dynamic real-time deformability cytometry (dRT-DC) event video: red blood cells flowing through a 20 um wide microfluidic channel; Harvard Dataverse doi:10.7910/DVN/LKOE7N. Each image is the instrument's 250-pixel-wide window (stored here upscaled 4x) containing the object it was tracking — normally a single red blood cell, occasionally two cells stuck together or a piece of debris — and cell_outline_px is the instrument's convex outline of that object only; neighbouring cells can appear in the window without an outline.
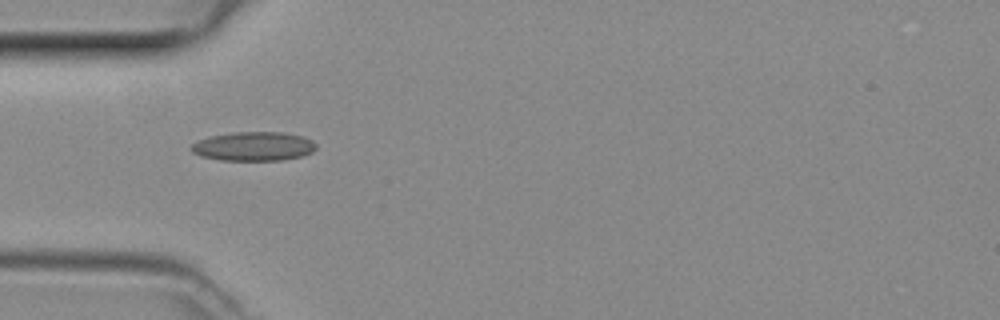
{"species": "common noctule bat (a hibernating species)", "species_latin": "Nyctalus noctula", "temperature_condition": "room temperature", "stored_images_in_passage": 34, "camera_frame_rate_fps": 3000, "um_per_image_px": 0.085, "animal": {"sex": "female", "body_mass_g": 29.2, "forearm_length_mm": 56.3}, "frame": {"image": 1, "passage_image": 1, "time_ms": 0.0, "image_size_px": [1000, 320], "cell_outline_px": [[316, 148], [312, 152], [300, 156], [284, 160], [220, 160], [200, 156], [192, 152], [188, 148], [192, 144], [208, 136], [236, 132], [280, 132], [304, 136], [312, 140], [316, 144]], "centroid_in_image_um": [21.54, 12.44], "position_along_channel_um": 63.5, "area_um2": 21.21}}
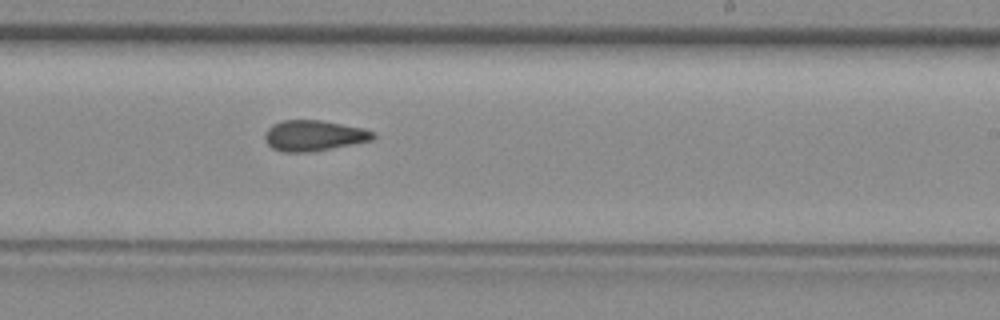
{"frame": {"image": 2, "passage_image": 15, "time_ms": 4.667, "image_size_px": [1000, 320], "cell_outline_px": [[376, 136], [372, 140], [308, 152], [284, 152], [272, 148], [264, 140], [264, 132], [272, 124], [284, 120], [320, 120], [364, 128], [376, 132]], "centroid_in_image_um": [26.65, 11.51], "position_along_channel_um": 262.3, "area_um2": 19.31}}
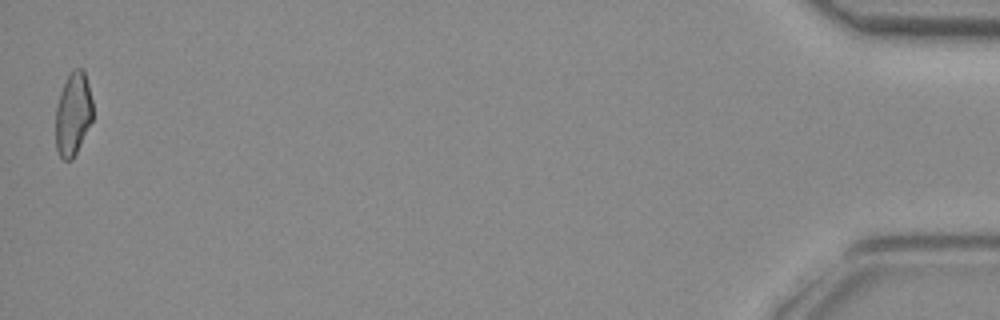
{"frame": {"image": 3, "passage_image": 34, "time_ms": 11.0, "image_size_px": [1000, 320], "cell_outline_px": [[92, 120], [72, 160], [64, 160], [60, 156], [56, 148], [56, 104], [60, 92], [68, 76], [76, 68], [84, 68], [92, 100]], "centroid_in_image_um": [6.2, 9.68], "position_along_channel_um": 429.0, "area_um2": 17.8}}